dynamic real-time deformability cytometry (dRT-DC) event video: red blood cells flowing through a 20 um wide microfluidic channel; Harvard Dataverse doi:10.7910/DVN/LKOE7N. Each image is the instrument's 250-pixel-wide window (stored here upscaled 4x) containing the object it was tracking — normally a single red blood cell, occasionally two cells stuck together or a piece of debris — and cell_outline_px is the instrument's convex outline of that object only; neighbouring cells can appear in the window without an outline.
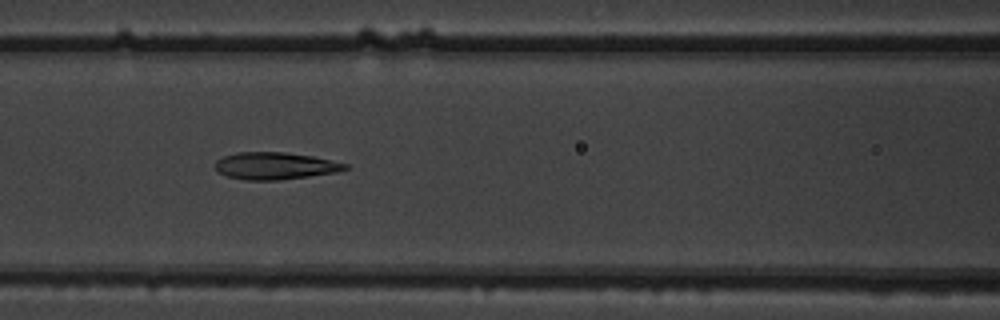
{"species": "common noctule bat (a hibernating species)", "species_latin": "Nyctalus noctula", "temperature_condition": "warm", "stored_images_in_passage": 55, "camera_frame_rate_fps": 3000, "um_per_image_px": 0.085, "animal": {"sex": "male", "body_mass_g": 19.5, "forearm_length_mm": 54.6}, "frame": {"image": 1, "passage_image": 24, "time_ms": 7.667, "image_size_px": [1000, 320], "cell_outline_px": [[348, 168], [336, 172], [308, 176], [276, 180], [248, 180], [228, 176], [220, 172], [216, 168], [216, 160], [224, 156], [236, 152], [284, 152], [312, 156], [348, 164]], "centroid_in_image_um": [23.38, 14.09], "position_along_channel_um": 143.2, "area_um2": 20.23}}
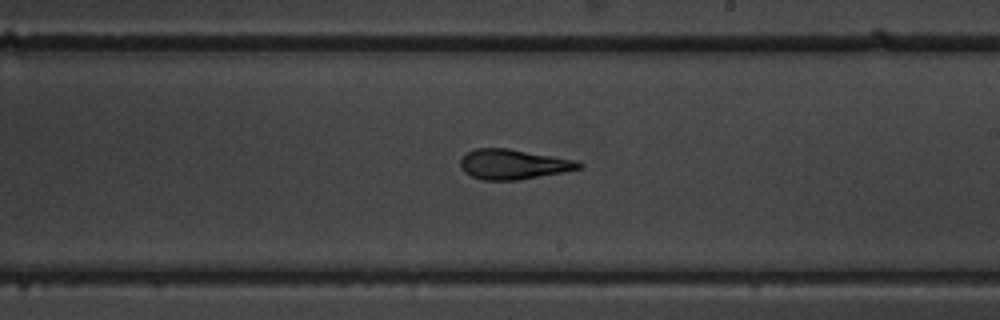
{"frame": {"image": 2, "passage_image": 32, "time_ms": 10.333, "image_size_px": [1000, 320], "cell_outline_px": [[584, 168], [564, 172], [516, 180], [484, 180], [472, 176], [464, 172], [460, 168], [460, 160], [468, 152], [476, 148], [508, 148], [576, 160], [584, 164]], "centroid_in_image_um": [43.65, 13.96], "position_along_channel_um": 245.3, "area_um2": 20.69}}
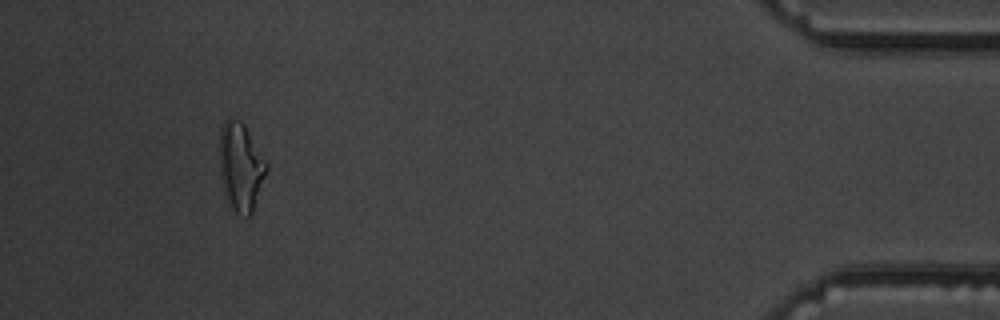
{"frame": {"image": 3, "passage_image": 50, "time_ms": 16.333, "image_size_px": [1000, 320], "cell_outline_px": [[268, 168], [252, 216], [248, 216], [236, 212], [228, 208], [224, 196], [220, 172], [220, 128], [224, 120], [228, 116], [240, 120], [244, 124], [268, 164]], "centroid_in_image_um": [20.45, 14.2], "position_along_channel_um": 414.7, "area_um2": 24.57}}